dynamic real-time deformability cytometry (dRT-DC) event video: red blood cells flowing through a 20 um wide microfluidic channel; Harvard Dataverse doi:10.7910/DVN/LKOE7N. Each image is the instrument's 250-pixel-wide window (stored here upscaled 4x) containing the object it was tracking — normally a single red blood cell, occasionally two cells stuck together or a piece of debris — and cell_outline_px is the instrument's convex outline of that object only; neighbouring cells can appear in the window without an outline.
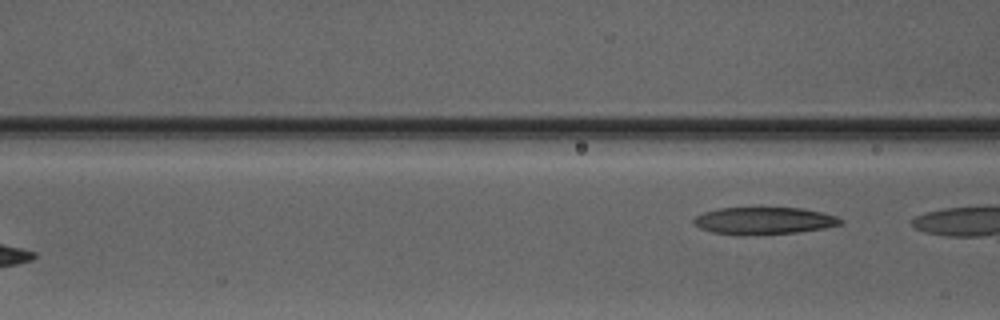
{"species": "Egyptian fruit bat (a non-hibernating species)", "species_latin": "Rousettus aegyptiacus", "temperature_condition": "warm", "stored_images_in_passage": 4, "camera_frame_rate_fps": 3000, "um_per_image_px": 0.085, "animal": {"sex": "male"}, "frame": {"image": 1, "passage_image": 4, "time_ms": 3.667, "image_size_px": [1000, 320], "cell_outline_px": [[844, 224], [824, 228], [796, 232], [756, 236], [744, 236], [712, 232], [700, 228], [692, 224], [692, 220], [696, 216], [704, 212], [720, 208], [800, 208], [824, 212], [836, 216], [844, 220]], "centroid_in_image_um": [64.94, 18.78], "position_along_channel_um": 101.7, "area_um2": 23.64}}